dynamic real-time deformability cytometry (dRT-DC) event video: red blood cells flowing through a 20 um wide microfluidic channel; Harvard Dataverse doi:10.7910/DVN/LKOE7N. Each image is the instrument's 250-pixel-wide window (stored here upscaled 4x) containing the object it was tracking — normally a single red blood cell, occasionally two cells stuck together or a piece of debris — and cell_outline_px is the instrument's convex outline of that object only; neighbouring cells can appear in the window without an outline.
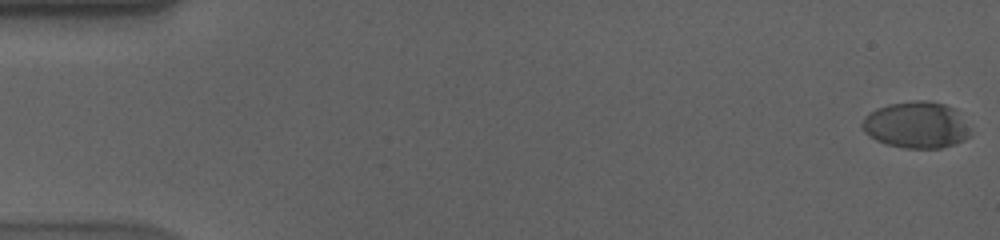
{"species": "human", "species_latin": "Homo sapiens", "temperature_condition": "cold", "stored_images_in_passage": 58, "camera_frame_rate_fps": 3000, "um_per_image_px": 0.085, "donor": {"sex": "male"}, "frame": {"image": 1, "passage_image": 1, "time_ms": 0.0, "image_size_px": [1000, 240], "cell_outline_px": [[972, 132], [964, 140], [956, 144], [940, 148], [904, 148], [888, 144], [876, 140], [868, 136], [864, 132], [860, 124], [864, 116], [876, 108], [888, 104], [912, 100], [928, 100], [944, 104], [956, 108]], "centroid_in_image_um": [77.88, 10.61], "position_along_channel_um": 7.1, "area_um2": 29.71}}
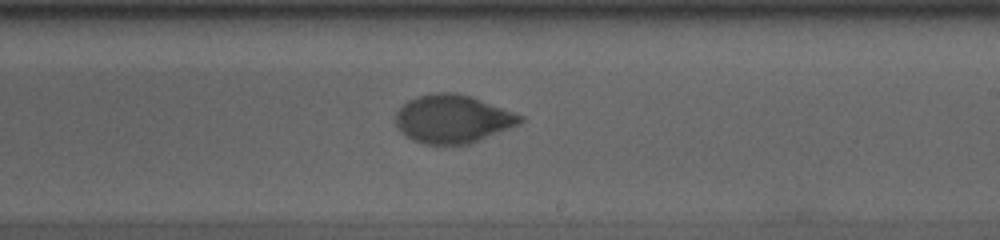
{"frame": {"image": 2, "passage_image": 35, "time_ms": 11.333, "image_size_px": [1000, 240], "cell_outline_px": [[524, 120], [520, 124], [468, 144], [424, 144], [412, 140], [396, 124], [396, 112], [408, 100], [416, 96], [432, 92], [452, 92], [472, 96], [524, 116]], "centroid_in_image_um": [38.49, 10.09], "position_along_channel_um": 250.5, "area_um2": 34.8}}
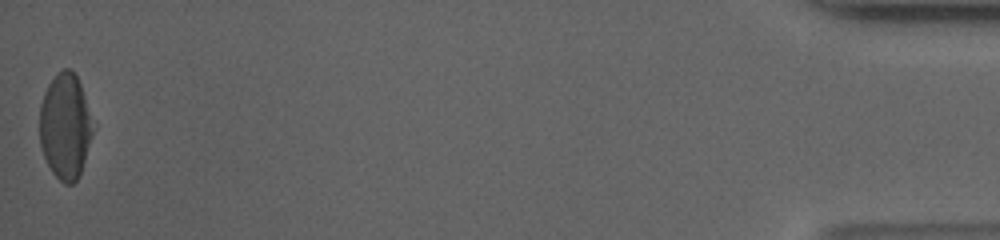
{"frame": {"image": 3, "passage_image": 58, "time_ms": 19.0, "image_size_px": [1000, 240], "cell_outline_px": [[92, 136], [80, 172], [76, 180], [72, 184], [64, 184], [52, 172], [44, 156], [40, 144], [40, 104], [44, 92], [48, 84], [64, 68], [68, 68], [76, 76], [80, 84], [84, 96], [92, 128]], "centroid_in_image_um": [5.51, 10.76], "position_along_channel_um": 429.7, "area_um2": 31.91}, "authors_computed_cell_mechanics": {"area_um2": 34.1309, "velocity_mm_per_s": 3.5721, "shape_relaxation_time_tau1_ms": 5.5602, "shape_relaxation_time_tau2_ms": 1.1912, "deformation_change_tau1": 0.1817, "deformation_change_tau2": 0.0448}}